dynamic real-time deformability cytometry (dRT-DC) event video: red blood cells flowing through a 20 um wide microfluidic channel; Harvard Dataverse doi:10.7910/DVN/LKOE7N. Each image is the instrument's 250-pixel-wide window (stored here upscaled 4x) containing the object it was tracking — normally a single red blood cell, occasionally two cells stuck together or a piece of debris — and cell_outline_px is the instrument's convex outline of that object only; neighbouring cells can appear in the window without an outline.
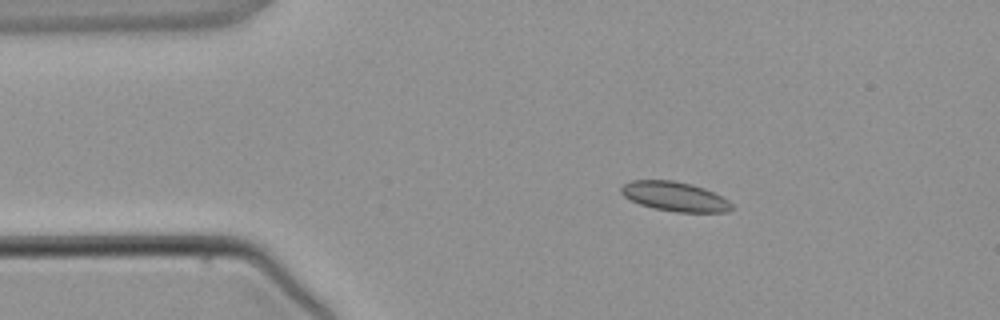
{"species": "common noctule bat (a hibernating species)", "species_latin": "Nyctalus noctula", "temperature_condition": "warm", "stored_images_in_passage": 3, "camera_frame_rate_fps": 3000, "um_per_image_px": 0.085, "animal": {"sex": "male", "body_mass_g": 21.5, "forearm_length_mm": 52.0}, "frame": {"image": 1, "passage_image": 1, "time_ms": 0.0, "image_size_px": [1000, 320], "cell_outline_px": [[732, 208], [728, 212], [676, 212], [652, 208], [640, 204], [624, 196], [620, 192], [620, 188], [624, 184], [632, 180], [672, 180], [692, 184], [704, 188], [728, 200], [732, 204]], "centroid_in_image_um": [57.34, 16.7], "position_along_channel_um": 27.7, "area_um2": 18.9}}